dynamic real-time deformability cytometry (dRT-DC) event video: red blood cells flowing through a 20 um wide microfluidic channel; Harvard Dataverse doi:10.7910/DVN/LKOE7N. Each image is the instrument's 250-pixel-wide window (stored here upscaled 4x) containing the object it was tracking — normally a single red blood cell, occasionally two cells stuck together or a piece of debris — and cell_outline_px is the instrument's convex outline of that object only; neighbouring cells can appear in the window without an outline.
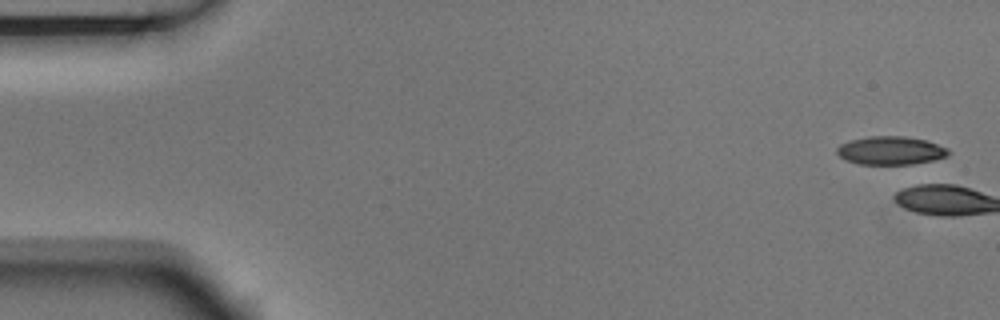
{"species": "Egyptian fruit bat (a non-hibernating species)", "species_latin": "Rousettus aegyptiacus", "temperature_condition": "room temperature", "stored_images_in_passage": 5, "camera_frame_rate_fps": 3000, "um_per_image_px": 0.085, "animal": {"sex": "male"}, "frame": {"image": 1, "passage_image": 1, "time_ms": 0.0, "image_size_px": [1000, 320], "cell_outline_px": [[952, 152], [948, 156], [932, 160], [912, 164], [860, 164], [844, 160], [836, 152], [836, 148], [840, 144], [852, 140], [868, 136], [904, 136], [924, 140], [948, 148]], "centroid_in_image_um": [75.7, 12.8], "position_along_channel_um": 9.3, "area_um2": 18.38}}